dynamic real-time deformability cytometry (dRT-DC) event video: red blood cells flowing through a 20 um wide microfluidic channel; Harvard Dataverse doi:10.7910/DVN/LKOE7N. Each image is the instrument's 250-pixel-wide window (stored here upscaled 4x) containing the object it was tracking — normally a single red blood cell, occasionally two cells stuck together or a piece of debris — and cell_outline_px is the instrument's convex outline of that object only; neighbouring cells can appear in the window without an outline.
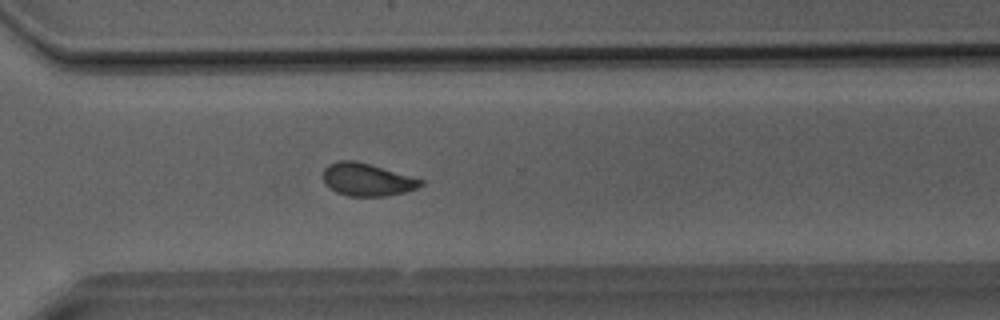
{"species": "Egyptian fruit bat (a non-hibernating species)", "species_latin": "Rousettus aegyptiacus", "temperature_condition": "room temperature", "stored_images_in_passage": 40, "camera_frame_rate_fps": 3000, "um_per_image_px": 0.085, "animal": {"sex": "male"}, "frame": {"image": 1, "passage_image": 29, "time_ms": 9.333, "image_size_px": [1000, 320], "cell_outline_px": [[424, 184], [416, 188], [404, 192], [388, 196], [348, 196], [336, 192], [328, 188], [324, 184], [324, 168], [328, 164], [336, 160], [356, 160], [424, 180]], "centroid_in_image_um": [31.16, 15.26], "position_along_channel_um": 339.4, "area_um2": 18.67}}
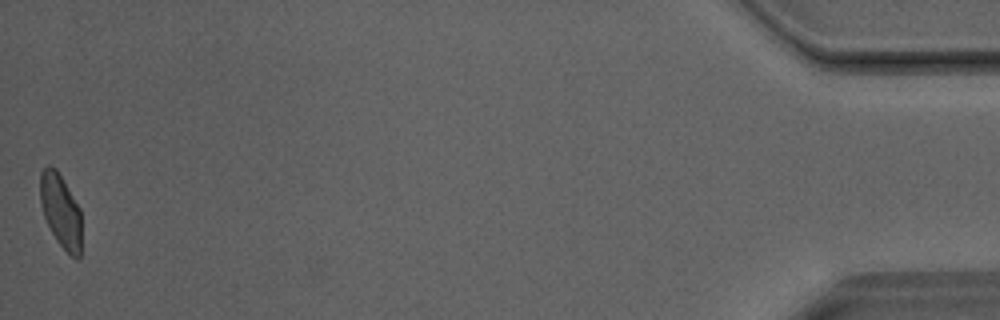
{"frame": {"image": 2, "passage_image": 40, "time_ms": 13.0, "image_size_px": [1000, 320], "cell_outline_px": [[80, 256], [76, 260], [56, 240], [44, 216], [40, 204], [40, 172], [48, 164], [52, 164], [56, 168], [80, 208]], "centroid_in_image_um": [5.14, 17.87], "position_along_channel_um": 430.1, "area_um2": 17.57}}